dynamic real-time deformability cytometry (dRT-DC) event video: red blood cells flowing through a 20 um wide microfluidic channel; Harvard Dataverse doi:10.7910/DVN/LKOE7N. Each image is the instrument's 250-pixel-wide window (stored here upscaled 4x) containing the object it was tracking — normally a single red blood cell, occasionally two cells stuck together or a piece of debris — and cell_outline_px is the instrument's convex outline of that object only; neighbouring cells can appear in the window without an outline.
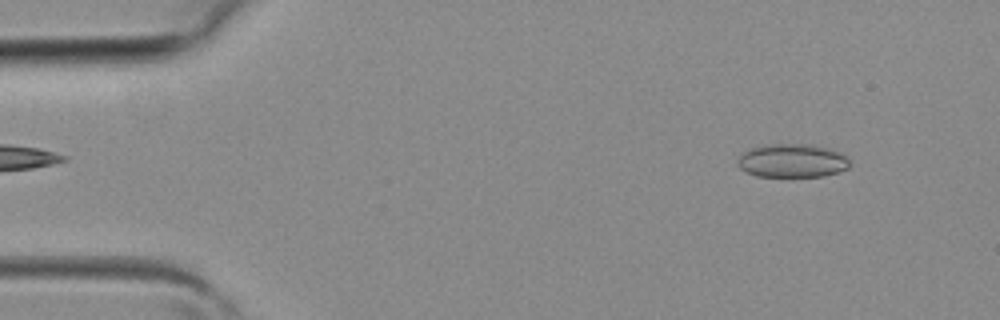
{"species": "common noctule bat (a hibernating species)", "species_latin": "Nyctalus noctula", "temperature_condition": "room temperature", "stored_images_in_passage": 4, "camera_frame_rate_fps": 3000, "um_per_image_px": 0.085, "animal": {"sex": "female", "body_mass_g": 19.3, "forearm_length_mm": 54.1}, "frame": {"image": 1, "passage_image": 2, "time_ms": 0.333, "image_size_px": [1000, 320], "cell_outline_px": [[848, 168], [840, 172], [824, 176], [756, 176], [740, 168], [736, 164], [736, 160], [748, 148], [768, 144], [812, 144], [828, 148], [840, 152], [848, 160]], "centroid_in_image_um": [67.31, 13.65], "position_along_channel_um": 17.7, "area_um2": 21.96}}